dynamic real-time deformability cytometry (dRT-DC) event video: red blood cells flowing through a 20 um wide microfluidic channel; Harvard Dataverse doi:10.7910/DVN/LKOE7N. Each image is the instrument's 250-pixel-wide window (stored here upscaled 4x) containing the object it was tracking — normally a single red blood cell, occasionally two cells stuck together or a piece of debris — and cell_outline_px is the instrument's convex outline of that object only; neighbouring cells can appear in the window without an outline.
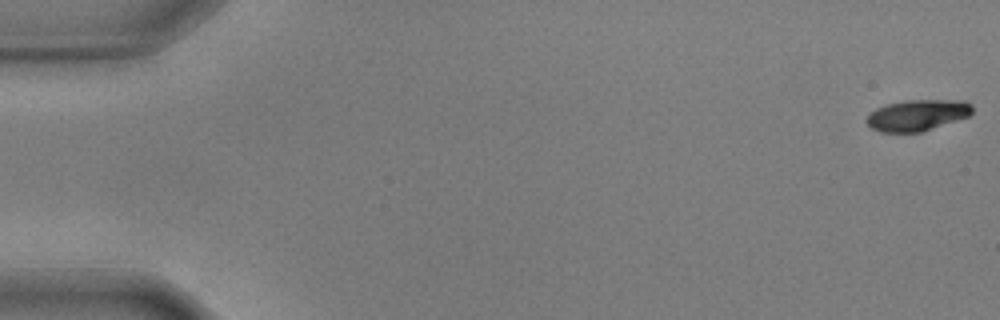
{"species": "common noctule bat (a hibernating species)", "species_latin": "Nyctalus noctula", "temperature_condition": "warm", "stored_images_in_passage": 57, "camera_frame_rate_fps": 3000, "um_per_image_px": 0.085, "animal": {"sex": "male", "body_mass_g": 17.9, "forearm_length_mm": 54.2}, "frame": {"image": 1, "passage_image": 1, "time_ms": 0.0, "image_size_px": [1000, 320], "cell_outline_px": [[972, 112], [968, 116], [920, 132], [880, 132], [872, 128], [868, 124], [868, 116], [876, 108], [888, 104], [904, 100], [964, 100], [972, 104]], "centroid_in_image_um": [77.99, 9.78], "position_along_channel_um": 7.0, "area_um2": 18.9}}
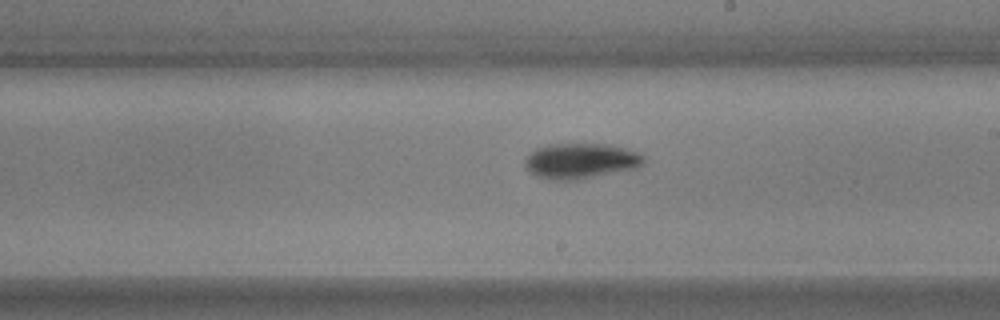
{"frame": {"image": 2, "passage_image": 33, "time_ms": 10.667, "image_size_px": [1000, 320], "cell_outline_px": [[648, 156], [644, 164], [636, 168], [576, 180], [556, 180], [536, 176], [528, 172], [524, 168], [524, 160], [536, 148], [548, 144], [612, 144]], "centroid_in_image_um": [49.37, 13.67], "position_along_channel_um": 239.6, "area_um2": 24.74}}
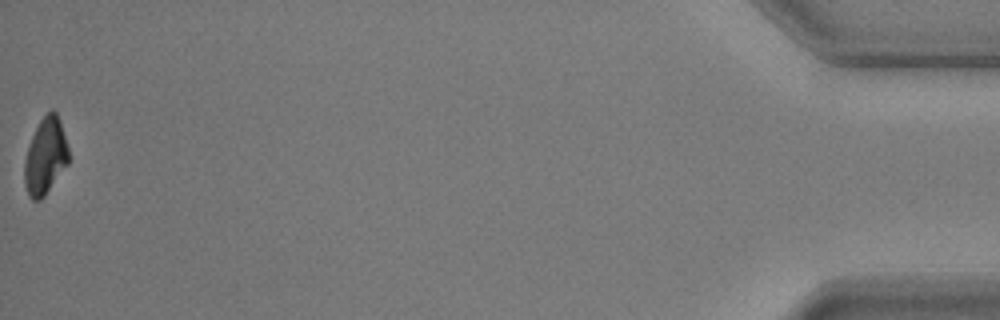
{"frame": {"image": 3, "passage_image": 57, "time_ms": 18.667, "image_size_px": [1000, 320], "cell_outline_px": [[68, 164], [44, 196], [40, 200], [32, 200], [28, 196], [24, 184], [24, 160], [32, 136], [40, 120], [52, 108], [56, 112], [60, 120], [68, 148]], "centroid_in_image_um": [3.85, 13.29], "position_along_channel_um": 431.4, "area_um2": 19.59}, "authors_computed_cell_mechanics": {"area_um2": 21.386, "velocity_mm_per_s": 3.5745, "shape_relaxation_time_tau1_ms": 2.5626, "shape_relaxation_time_tau2_ms": null, "deformation_change_tau1": 0.13, "deformation_change_tau2": null}}